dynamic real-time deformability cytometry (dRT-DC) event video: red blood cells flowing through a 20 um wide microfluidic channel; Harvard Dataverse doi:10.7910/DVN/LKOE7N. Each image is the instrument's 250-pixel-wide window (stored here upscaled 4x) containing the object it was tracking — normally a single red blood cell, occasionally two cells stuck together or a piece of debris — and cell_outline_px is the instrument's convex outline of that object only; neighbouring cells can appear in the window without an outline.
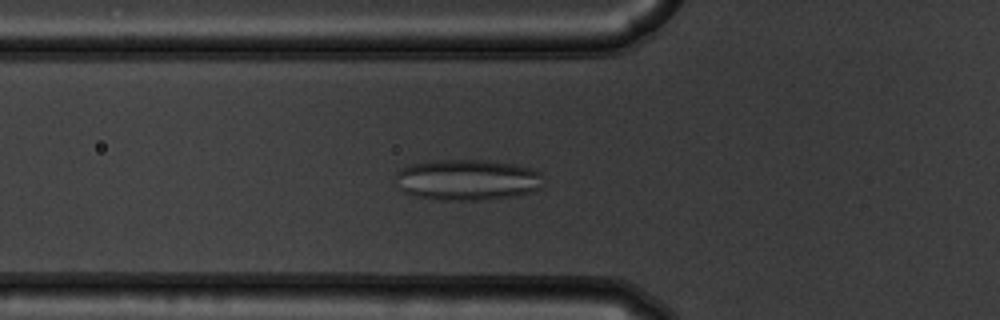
{"species": "common noctule bat (a hibernating species)", "species_latin": "Nyctalus noctula", "temperature_condition": "warm", "stored_images_in_passage": 42, "camera_frame_rate_fps": 3000, "um_per_image_px": 0.085, "animal": {"sex": "male", "body_mass_g": 19.5, "forearm_length_mm": 54.6}, "frame": {"image": 1, "passage_image": 7, "time_ms": 2.0, "image_size_px": [1000, 320], "cell_outline_px": [[544, 172], [540, 188], [536, 192], [488, 200], [432, 200], [416, 196], [404, 192], [400, 188], [392, 176], [400, 168], [412, 164], [436, 160], [488, 160], [516, 164], [532, 168]], "centroid_in_image_um": [39.74, 15.29], "position_along_channel_um": 86.1, "area_um2": 36.07}}
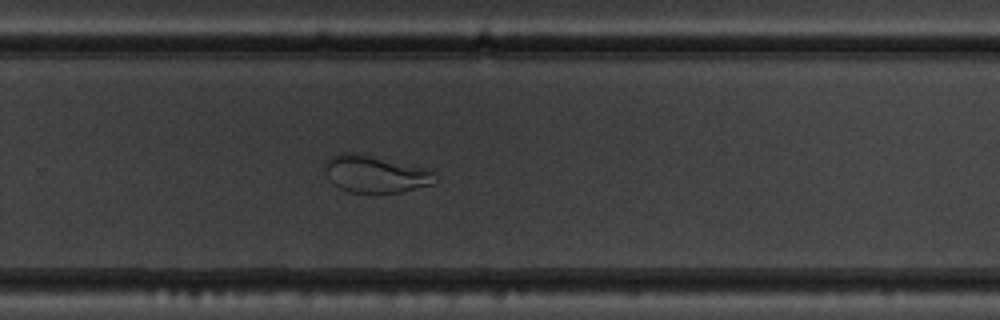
{"frame": {"image": 2, "passage_image": 24, "time_ms": 7.667, "image_size_px": [1000, 320], "cell_outline_px": [[436, 180], [432, 184], [400, 192], [348, 192], [332, 184], [328, 180], [324, 172], [324, 160], [328, 156], [336, 152], [356, 152], [424, 168], [432, 172], [436, 176]], "centroid_in_image_um": [31.78, 14.77], "position_along_channel_um": 298.0, "area_um2": 24.04}}
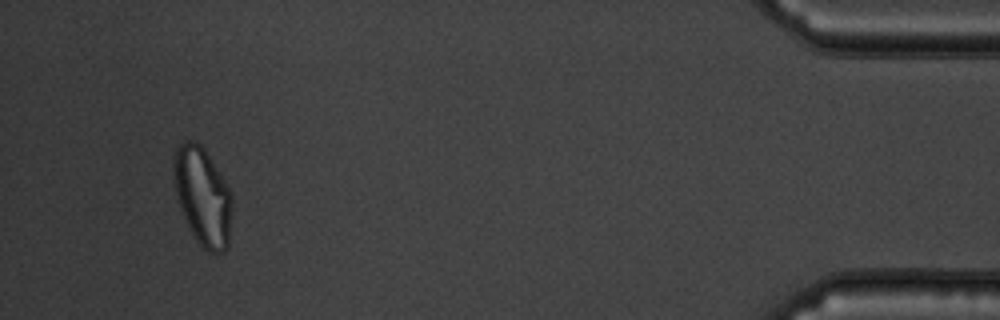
{"frame": {"image": 3, "passage_image": 39, "time_ms": 12.667, "image_size_px": [1000, 320], "cell_outline_px": [[232, 208], [228, 248], [224, 252], [208, 252], [192, 236], [176, 200], [172, 168], [172, 156], [176, 148], [184, 140], [192, 140], [200, 144], [204, 148], [224, 180], [232, 196]], "centroid_in_image_um": [17.19, 16.69], "position_along_channel_um": 418.0, "area_um2": 33.87}}